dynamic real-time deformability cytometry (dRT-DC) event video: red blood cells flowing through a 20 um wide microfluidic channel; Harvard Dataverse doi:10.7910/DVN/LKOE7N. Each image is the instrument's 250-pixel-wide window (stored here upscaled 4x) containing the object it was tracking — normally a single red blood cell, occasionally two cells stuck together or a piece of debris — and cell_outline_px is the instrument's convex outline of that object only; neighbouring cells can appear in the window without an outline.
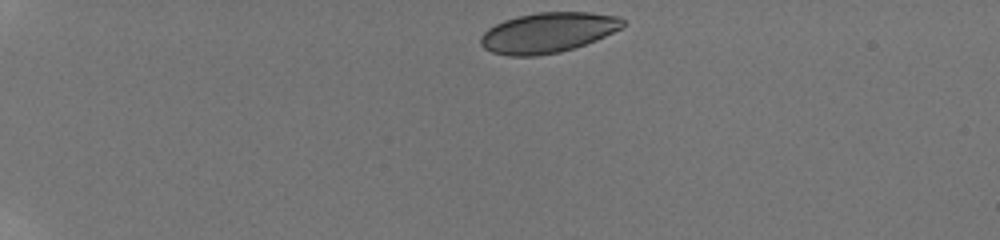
{"species": "human", "species_latin": "Homo sapiens", "temperature_condition": "room temperature", "stored_images_in_passage": 33, "camera_frame_rate_fps": 3000, "um_per_image_px": 0.085, "donor": {"sex": "male"}, "frame": {"image": 1, "passage_image": 1, "time_ms": 0.0, "image_size_px": [1000, 240], "cell_outline_px": [[624, 24], [620, 28], [596, 40], [560, 52], [536, 56], [508, 56], [492, 52], [484, 48], [480, 44], [480, 36], [488, 28], [504, 20], [516, 16], [536, 12], [588, 12], [620, 16], [624, 20]], "centroid_in_image_um": [46.54, 2.77], "position_along_channel_um": 38.5, "area_um2": 33.29}}
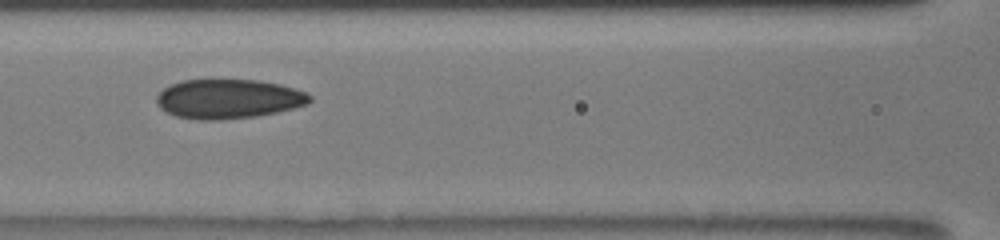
{"frame": {"image": 2, "passage_image": 16, "time_ms": 5.0, "image_size_px": [1000, 240], "cell_outline_px": [[312, 100], [308, 104], [276, 112], [256, 116], [220, 120], [196, 120], [176, 116], [160, 108], [156, 104], [156, 96], [164, 88], [180, 80], [256, 80], [280, 84], [308, 92], [312, 96]], "centroid_in_image_um": [19.42, 8.41], "position_along_channel_um": 147.2, "area_um2": 35.26}}
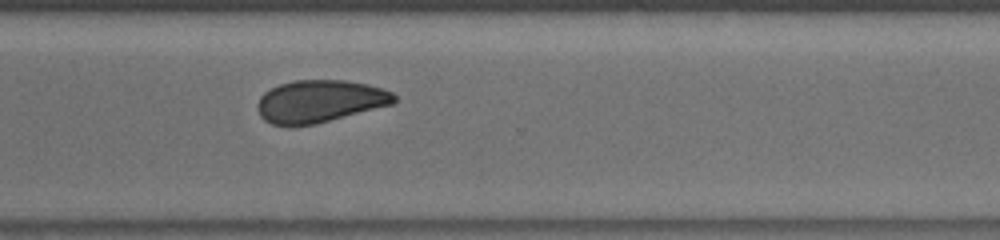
{"frame": {"image": 3, "passage_image": 32, "time_ms": 10.0, "image_size_px": [1000, 240], "cell_outline_px": [[396, 100], [392, 104], [316, 124], [288, 128], [272, 124], [264, 120], [260, 116], [256, 108], [256, 104], [260, 96], [264, 92], [280, 84], [296, 80], [344, 80], [368, 84], [384, 88], [392, 92], [396, 96]], "centroid_in_image_um": [27.14, 8.63], "position_along_channel_um": 343.5, "area_um2": 34.22}}